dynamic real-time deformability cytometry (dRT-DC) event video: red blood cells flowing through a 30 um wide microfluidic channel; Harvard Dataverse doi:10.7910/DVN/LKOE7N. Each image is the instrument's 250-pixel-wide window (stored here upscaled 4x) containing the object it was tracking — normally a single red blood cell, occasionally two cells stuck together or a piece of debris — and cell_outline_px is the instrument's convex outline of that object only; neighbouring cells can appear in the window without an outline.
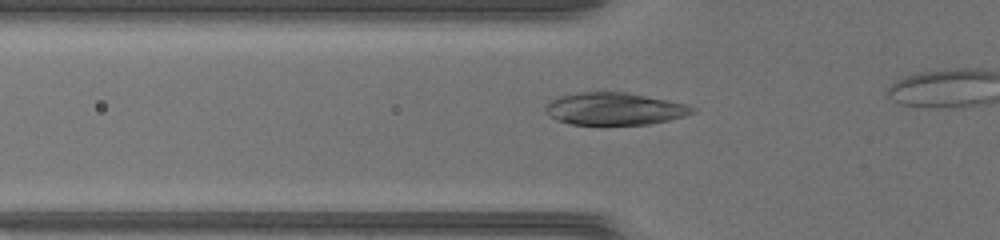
{"species": "common noctule bat (a hibernating species)", "species_latin": "Nyctalus noctula", "temperature_condition": "warm", "stored_images_in_passage": 30, "camera_frame_rate_fps": 3000, "um_per_image_px": 0.085, "animal": {"sex": "female", "body_mass_g": 17.0, "forearm_length_mm": 48.0}, "frame": {"image": 1, "passage_image": 10, "time_ms": 3.0, "image_size_px": [1000, 240], "cell_outline_px": [[696, 112], [684, 116], [668, 120], [648, 124], [572, 124], [556, 120], [548, 116], [544, 112], [544, 104], [560, 96], [580, 92], [628, 92], [688, 104], [696, 108]], "centroid_in_image_um": [52.22, 9.24], "position_along_channel_um": 73.6, "area_um2": 27.8}}
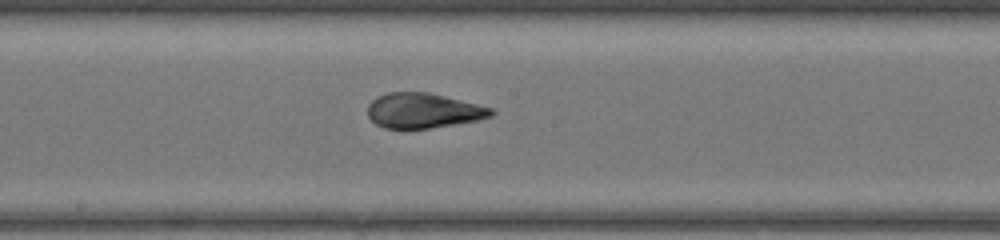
{"frame": {"image": 2, "passage_image": 20, "time_ms": 6.333, "image_size_px": [1000, 240], "cell_outline_px": [[496, 112], [492, 116], [476, 120], [428, 128], [384, 128], [376, 124], [368, 116], [368, 104], [376, 96], [388, 92], [428, 92], [492, 108]], "centroid_in_image_um": [35.94, 9.39], "position_along_channel_um": 212.3, "area_um2": 24.91}}
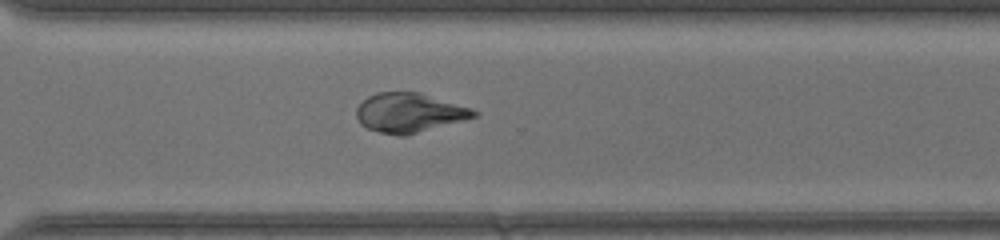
{"frame": {"image": 3, "passage_image": 29, "time_ms": 9.333, "image_size_px": [1000, 240], "cell_outline_px": [[480, 112], [476, 116], [464, 120], [408, 136], [400, 136], [380, 132], [368, 128], [360, 124], [356, 116], [356, 108], [368, 96], [376, 92], [420, 92], [472, 108]], "centroid_in_image_um": [34.8, 9.59], "position_along_channel_um": 335.8, "area_um2": 27.11}}